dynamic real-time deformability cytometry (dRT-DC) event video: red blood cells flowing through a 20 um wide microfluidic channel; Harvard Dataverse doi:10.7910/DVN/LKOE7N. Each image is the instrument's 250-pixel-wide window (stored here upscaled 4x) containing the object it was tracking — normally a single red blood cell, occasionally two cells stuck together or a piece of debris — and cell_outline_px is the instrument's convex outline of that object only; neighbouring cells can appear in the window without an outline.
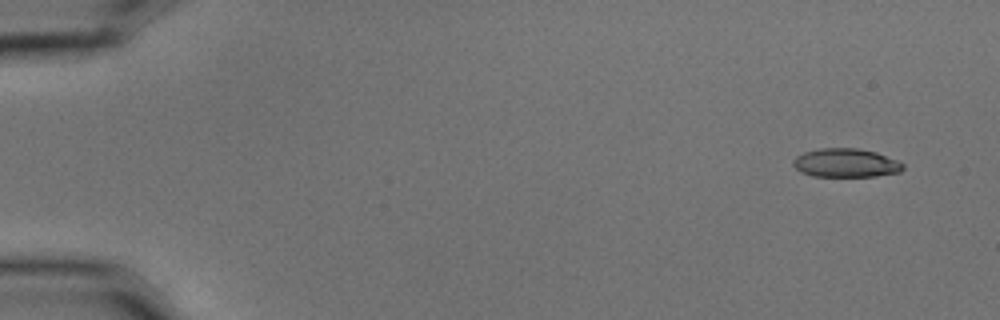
{"species": "common noctule bat (a hibernating species)", "species_latin": "Nyctalus noctula", "temperature_condition": "cold", "stored_images_in_passage": 4, "camera_frame_rate_fps": 3000, "um_per_image_px": 0.085, "animal": {"sex": "male", "body_mass_g": 15.6}, "frame": {"image": 1, "passage_image": 1, "time_ms": 0.0, "image_size_px": [1000, 320], "cell_outline_px": [[904, 168], [900, 172], [876, 176], [812, 176], [800, 172], [792, 164], [792, 160], [796, 156], [804, 152], [820, 148], [856, 148], [876, 152], [896, 160], [904, 164]], "centroid_in_image_um": [71.87, 13.85], "position_along_channel_um": 13.1, "area_um2": 18.38}}
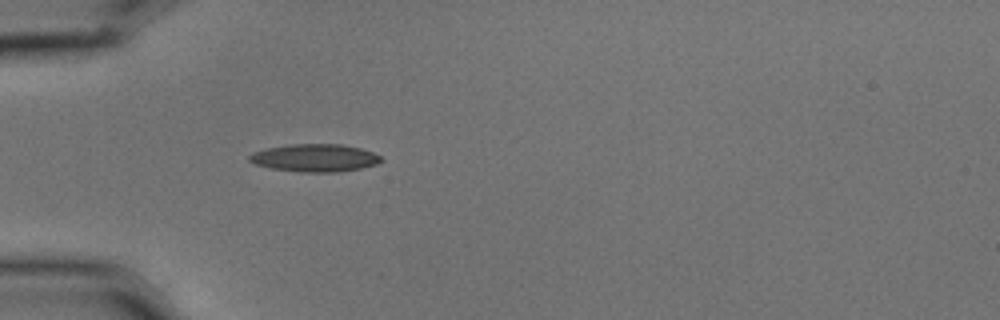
{"frame": {"image": 2, "passage_image": 4, "time_ms": 1.0, "image_size_px": [1000, 320], "cell_outline_px": [[384, 160], [376, 164], [360, 168], [336, 172], [304, 172], [272, 168], [256, 164], [248, 160], [248, 156], [252, 152], [268, 148], [292, 144], [340, 144], [360, 148], [372, 152], [380, 156]], "centroid_in_image_um": [26.77, 13.41], "position_along_channel_um": 58.2, "area_um2": 21.04}}